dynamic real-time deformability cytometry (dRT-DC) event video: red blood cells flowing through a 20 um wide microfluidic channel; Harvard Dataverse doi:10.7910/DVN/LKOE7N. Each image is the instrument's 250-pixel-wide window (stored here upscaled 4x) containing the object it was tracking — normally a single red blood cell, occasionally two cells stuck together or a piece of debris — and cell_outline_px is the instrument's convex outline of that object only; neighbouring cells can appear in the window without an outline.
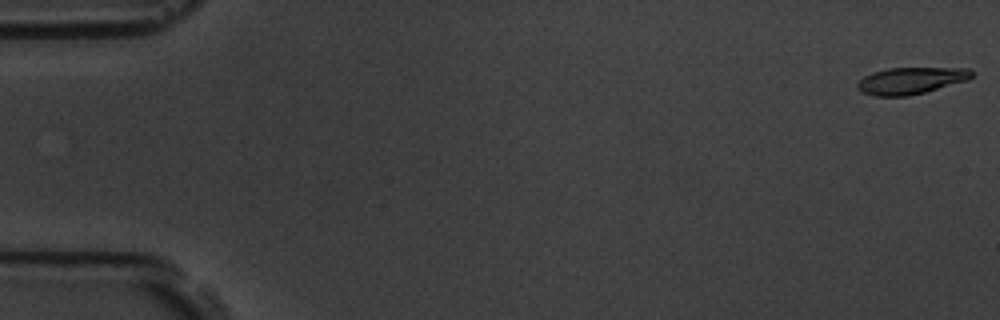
{"species": "common noctule bat (a hibernating species)", "species_latin": "Nyctalus noctula", "temperature_condition": "room temperature", "stored_images_in_passage": 12, "camera_frame_rate_fps": 3000, "um_per_image_px": 0.085, "animal": {"sex": "male", "body_mass_g": 19.5, "forearm_length_mm": 54.6}, "frame": {"image": 1, "passage_image": 1, "time_ms": 0.0, "image_size_px": [1000, 320], "cell_outline_px": [[976, 72], [968, 80], [924, 92], [908, 96], [876, 96], [860, 92], [856, 88], [856, 84], [864, 76], [872, 72], [888, 68], [968, 68]], "centroid_in_image_um": [77.41, 6.85], "position_along_channel_um": 7.6, "area_um2": 17.92}}